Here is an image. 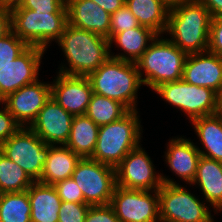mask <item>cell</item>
I'll list each match as a JSON object with an SVG mask.
<instances>
[{
    "label": "cell",
    "mask_w": 222,
    "mask_h": 222,
    "mask_svg": "<svg viewBox=\"0 0 222 222\" xmlns=\"http://www.w3.org/2000/svg\"><path fill=\"white\" fill-rule=\"evenodd\" d=\"M12 31L28 46L48 50L68 24V11H34L10 7Z\"/></svg>",
    "instance_id": "cell-7"
},
{
    "label": "cell",
    "mask_w": 222,
    "mask_h": 222,
    "mask_svg": "<svg viewBox=\"0 0 222 222\" xmlns=\"http://www.w3.org/2000/svg\"><path fill=\"white\" fill-rule=\"evenodd\" d=\"M46 50L29 46L17 58L0 68V101L21 87L39 79Z\"/></svg>",
    "instance_id": "cell-13"
},
{
    "label": "cell",
    "mask_w": 222,
    "mask_h": 222,
    "mask_svg": "<svg viewBox=\"0 0 222 222\" xmlns=\"http://www.w3.org/2000/svg\"><path fill=\"white\" fill-rule=\"evenodd\" d=\"M138 110H131L120 120L99 127L93 160L116 168L125 156L142 143L143 125Z\"/></svg>",
    "instance_id": "cell-4"
},
{
    "label": "cell",
    "mask_w": 222,
    "mask_h": 222,
    "mask_svg": "<svg viewBox=\"0 0 222 222\" xmlns=\"http://www.w3.org/2000/svg\"><path fill=\"white\" fill-rule=\"evenodd\" d=\"M22 126L9 113L7 107L0 101V145L15 134Z\"/></svg>",
    "instance_id": "cell-34"
},
{
    "label": "cell",
    "mask_w": 222,
    "mask_h": 222,
    "mask_svg": "<svg viewBox=\"0 0 222 222\" xmlns=\"http://www.w3.org/2000/svg\"><path fill=\"white\" fill-rule=\"evenodd\" d=\"M80 159L79 155L65 145H50L39 182L54 185L58 181L70 178Z\"/></svg>",
    "instance_id": "cell-24"
},
{
    "label": "cell",
    "mask_w": 222,
    "mask_h": 222,
    "mask_svg": "<svg viewBox=\"0 0 222 222\" xmlns=\"http://www.w3.org/2000/svg\"><path fill=\"white\" fill-rule=\"evenodd\" d=\"M73 118L50 97L29 128L48 145H65Z\"/></svg>",
    "instance_id": "cell-16"
},
{
    "label": "cell",
    "mask_w": 222,
    "mask_h": 222,
    "mask_svg": "<svg viewBox=\"0 0 222 222\" xmlns=\"http://www.w3.org/2000/svg\"><path fill=\"white\" fill-rule=\"evenodd\" d=\"M186 83L206 87L222 95V57L209 51L188 54L184 63Z\"/></svg>",
    "instance_id": "cell-18"
},
{
    "label": "cell",
    "mask_w": 222,
    "mask_h": 222,
    "mask_svg": "<svg viewBox=\"0 0 222 222\" xmlns=\"http://www.w3.org/2000/svg\"><path fill=\"white\" fill-rule=\"evenodd\" d=\"M62 201L86 203L78 184L72 177L56 182L53 185Z\"/></svg>",
    "instance_id": "cell-33"
},
{
    "label": "cell",
    "mask_w": 222,
    "mask_h": 222,
    "mask_svg": "<svg viewBox=\"0 0 222 222\" xmlns=\"http://www.w3.org/2000/svg\"><path fill=\"white\" fill-rule=\"evenodd\" d=\"M0 222H31L27 191L0 194Z\"/></svg>",
    "instance_id": "cell-28"
},
{
    "label": "cell",
    "mask_w": 222,
    "mask_h": 222,
    "mask_svg": "<svg viewBox=\"0 0 222 222\" xmlns=\"http://www.w3.org/2000/svg\"><path fill=\"white\" fill-rule=\"evenodd\" d=\"M28 47L12 30L0 38V68L17 58Z\"/></svg>",
    "instance_id": "cell-30"
},
{
    "label": "cell",
    "mask_w": 222,
    "mask_h": 222,
    "mask_svg": "<svg viewBox=\"0 0 222 222\" xmlns=\"http://www.w3.org/2000/svg\"><path fill=\"white\" fill-rule=\"evenodd\" d=\"M191 186L199 189L201 197L218 216L222 214V162L200 156L196 175L188 188Z\"/></svg>",
    "instance_id": "cell-20"
},
{
    "label": "cell",
    "mask_w": 222,
    "mask_h": 222,
    "mask_svg": "<svg viewBox=\"0 0 222 222\" xmlns=\"http://www.w3.org/2000/svg\"><path fill=\"white\" fill-rule=\"evenodd\" d=\"M214 218H215V217H213L210 222H215V221H217V220H215Z\"/></svg>",
    "instance_id": "cell-44"
},
{
    "label": "cell",
    "mask_w": 222,
    "mask_h": 222,
    "mask_svg": "<svg viewBox=\"0 0 222 222\" xmlns=\"http://www.w3.org/2000/svg\"><path fill=\"white\" fill-rule=\"evenodd\" d=\"M193 141L195 140L184 135H174L166 142V149L162 156L165 157V164L171 173L178 177L176 179L178 181L180 179L182 184L187 185L192 183L196 175L198 160L201 156Z\"/></svg>",
    "instance_id": "cell-17"
},
{
    "label": "cell",
    "mask_w": 222,
    "mask_h": 222,
    "mask_svg": "<svg viewBox=\"0 0 222 222\" xmlns=\"http://www.w3.org/2000/svg\"><path fill=\"white\" fill-rule=\"evenodd\" d=\"M55 74L51 81V97L71 115H85L93 94L88 77Z\"/></svg>",
    "instance_id": "cell-15"
},
{
    "label": "cell",
    "mask_w": 222,
    "mask_h": 222,
    "mask_svg": "<svg viewBox=\"0 0 222 222\" xmlns=\"http://www.w3.org/2000/svg\"><path fill=\"white\" fill-rule=\"evenodd\" d=\"M12 30L10 7L0 5V38Z\"/></svg>",
    "instance_id": "cell-38"
},
{
    "label": "cell",
    "mask_w": 222,
    "mask_h": 222,
    "mask_svg": "<svg viewBox=\"0 0 222 222\" xmlns=\"http://www.w3.org/2000/svg\"><path fill=\"white\" fill-rule=\"evenodd\" d=\"M86 204H110L116 186V168L91 158H81L72 174Z\"/></svg>",
    "instance_id": "cell-10"
},
{
    "label": "cell",
    "mask_w": 222,
    "mask_h": 222,
    "mask_svg": "<svg viewBox=\"0 0 222 222\" xmlns=\"http://www.w3.org/2000/svg\"><path fill=\"white\" fill-rule=\"evenodd\" d=\"M219 114L222 116V95H220Z\"/></svg>",
    "instance_id": "cell-43"
},
{
    "label": "cell",
    "mask_w": 222,
    "mask_h": 222,
    "mask_svg": "<svg viewBox=\"0 0 222 222\" xmlns=\"http://www.w3.org/2000/svg\"><path fill=\"white\" fill-rule=\"evenodd\" d=\"M126 6L142 26L164 35L167 28L169 9L161 0H125Z\"/></svg>",
    "instance_id": "cell-26"
},
{
    "label": "cell",
    "mask_w": 222,
    "mask_h": 222,
    "mask_svg": "<svg viewBox=\"0 0 222 222\" xmlns=\"http://www.w3.org/2000/svg\"><path fill=\"white\" fill-rule=\"evenodd\" d=\"M211 15L198 0H190L170 9L164 35L183 52L208 51Z\"/></svg>",
    "instance_id": "cell-2"
},
{
    "label": "cell",
    "mask_w": 222,
    "mask_h": 222,
    "mask_svg": "<svg viewBox=\"0 0 222 222\" xmlns=\"http://www.w3.org/2000/svg\"><path fill=\"white\" fill-rule=\"evenodd\" d=\"M33 183L19 165L0 152V194L26 191Z\"/></svg>",
    "instance_id": "cell-29"
},
{
    "label": "cell",
    "mask_w": 222,
    "mask_h": 222,
    "mask_svg": "<svg viewBox=\"0 0 222 222\" xmlns=\"http://www.w3.org/2000/svg\"><path fill=\"white\" fill-rule=\"evenodd\" d=\"M51 97V82L37 80L2 100L9 113L22 127H29Z\"/></svg>",
    "instance_id": "cell-14"
},
{
    "label": "cell",
    "mask_w": 222,
    "mask_h": 222,
    "mask_svg": "<svg viewBox=\"0 0 222 222\" xmlns=\"http://www.w3.org/2000/svg\"><path fill=\"white\" fill-rule=\"evenodd\" d=\"M157 35L151 28L142 25L116 33L109 39L110 57L136 63ZM113 46L117 48L114 50L120 51L112 52Z\"/></svg>",
    "instance_id": "cell-21"
},
{
    "label": "cell",
    "mask_w": 222,
    "mask_h": 222,
    "mask_svg": "<svg viewBox=\"0 0 222 222\" xmlns=\"http://www.w3.org/2000/svg\"><path fill=\"white\" fill-rule=\"evenodd\" d=\"M128 112L118 101L93 93L85 115L100 127L120 120Z\"/></svg>",
    "instance_id": "cell-27"
},
{
    "label": "cell",
    "mask_w": 222,
    "mask_h": 222,
    "mask_svg": "<svg viewBox=\"0 0 222 222\" xmlns=\"http://www.w3.org/2000/svg\"><path fill=\"white\" fill-rule=\"evenodd\" d=\"M84 222H120L112 206L96 205L90 206Z\"/></svg>",
    "instance_id": "cell-36"
},
{
    "label": "cell",
    "mask_w": 222,
    "mask_h": 222,
    "mask_svg": "<svg viewBox=\"0 0 222 222\" xmlns=\"http://www.w3.org/2000/svg\"><path fill=\"white\" fill-rule=\"evenodd\" d=\"M50 145L41 140L29 127H21L0 145V152L19 165L34 181H40Z\"/></svg>",
    "instance_id": "cell-9"
},
{
    "label": "cell",
    "mask_w": 222,
    "mask_h": 222,
    "mask_svg": "<svg viewBox=\"0 0 222 222\" xmlns=\"http://www.w3.org/2000/svg\"><path fill=\"white\" fill-rule=\"evenodd\" d=\"M55 44L62 50L64 57L56 71L60 74L88 77L110 58L107 38L70 24L66 25Z\"/></svg>",
    "instance_id": "cell-1"
},
{
    "label": "cell",
    "mask_w": 222,
    "mask_h": 222,
    "mask_svg": "<svg viewBox=\"0 0 222 222\" xmlns=\"http://www.w3.org/2000/svg\"><path fill=\"white\" fill-rule=\"evenodd\" d=\"M90 205L62 201L59 209L58 222H84Z\"/></svg>",
    "instance_id": "cell-32"
},
{
    "label": "cell",
    "mask_w": 222,
    "mask_h": 222,
    "mask_svg": "<svg viewBox=\"0 0 222 222\" xmlns=\"http://www.w3.org/2000/svg\"><path fill=\"white\" fill-rule=\"evenodd\" d=\"M190 0H161V2L170 10L174 7L180 6L184 4L185 2H188Z\"/></svg>",
    "instance_id": "cell-41"
},
{
    "label": "cell",
    "mask_w": 222,
    "mask_h": 222,
    "mask_svg": "<svg viewBox=\"0 0 222 222\" xmlns=\"http://www.w3.org/2000/svg\"><path fill=\"white\" fill-rule=\"evenodd\" d=\"M142 145L132 149L116 167L117 186L136 190H158L162 186L161 172Z\"/></svg>",
    "instance_id": "cell-12"
},
{
    "label": "cell",
    "mask_w": 222,
    "mask_h": 222,
    "mask_svg": "<svg viewBox=\"0 0 222 222\" xmlns=\"http://www.w3.org/2000/svg\"><path fill=\"white\" fill-rule=\"evenodd\" d=\"M186 57L167 37L157 35L136 62L143 86L152 92L163 83L181 80Z\"/></svg>",
    "instance_id": "cell-5"
},
{
    "label": "cell",
    "mask_w": 222,
    "mask_h": 222,
    "mask_svg": "<svg viewBox=\"0 0 222 222\" xmlns=\"http://www.w3.org/2000/svg\"><path fill=\"white\" fill-rule=\"evenodd\" d=\"M152 92L174 110L181 111L189 123L219 113L220 96L214 90L186 83L183 79L163 83Z\"/></svg>",
    "instance_id": "cell-8"
},
{
    "label": "cell",
    "mask_w": 222,
    "mask_h": 222,
    "mask_svg": "<svg viewBox=\"0 0 222 222\" xmlns=\"http://www.w3.org/2000/svg\"><path fill=\"white\" fill-rule=\"evenodd\" d=\"M197 136L195 146L201 156L222 162V116L217 113L190 122ZM202 146H199V145Z\"/></svg>",
    "instance_id": "cell-22"
},
{
    "label": "cell",
    "mask_w": 222,
    "mask_h": 222,
    "mask_svg": "<svg viewBox=\"0 0 222 222\" xmlns=\"http://www.w3.org/2000/svg\"><path fill=\"white\" fill-rule=\"evenodd\" d=\"M210 12L211 17L222 16V0H198Z\"/></svg>",
    "instance_id": "cell-40"
},
{
    "label": "cell",
    "mask_w": 222,
    "mask_h": 222,
    "mask_svg": "<svg viewBox=\"0 0 222 222\" xmlns=\"http://www.w3.org/2000/svg\"><path fill=\"white\" fill-rule=\"evenodd\" d=\"M93 93L123 104L129 111L138 110V91L143 86L134 62L109 58L88 76Z\"/></svg>",
    "instance_id": "cell-3"
},
{
    "label": "cell",
    "mask_w": 222,
    "mask_h": 222,
    "mask_svg": "<svg viewBox=\"0 0 222 222\" xmlns=\"http://www.w3.org/2000/svg\"><path fill=\"white\" fill-rule=\"evenodd\" d=\"M26 191L31 205V222H58L62 200L53 185L36 181Z\"/></svg>",
    "instance_id": "cell-23"
},
{
    "label": "cell",
    "mask_w": 222,
    "mask_h": 222,
    "mask_svg": "<svg viewBox=\"0 0 222 222\" xmlns=\"http://www.w3.org/2000/svg\"><path fill=\"white\" fill-rule=\"evenodd\" d=\"M68 24L110 39L111 15L92 0H66Z\"/></svg>",
    "instance_id": "cell-19"
},
{
    "label": "cell",
    "mask_w": 222,
    "mask_h": 222,
    "mask_svg": "<svg viewBox=\"0 0 222 222\" xmlns=\"http://www.w3.org/2000/svg\"><path fill=\"white\" fill-rule=\"evenodd\" d=\"M21 0H0V5L6 7H12L19 4Z\"/></svg>",
    "instance_id": "cell-42"
},
{
    "label": "cell",
    "mask_w": 222,
    "mask_h": 222,
    "mask_svg": "<svg viewBox=\"0 0 222 222\" xmlns=\"http://www.w3.org/2000/svg\"><path fill=\"white\" fill-rule=\"evenodd\" d=\"M92 1L101 6L110 15H112L116 10L120 9L125 4V0H92Z\"/></svg>",
    "instance_id": "cell-39"
},
{
    "label": "cell",
    "mask_w": 222,
    "mask_h": 222,
    "mask_svg": "<svg viewBox=\"0 0 222 222\" xmlns=\"http://www.w3.org/2000/svg\"><path fill=\"white\" fill-rule=\"evenodd\" d=\"M208 51L222 57V16L211 19Z\"/></svg>",
    "instance_id": "cell-37"
},
{
    "label": "cell",
    "mask_w": 222,
    "mask_h": 222,
    "mask_svg": "<svg viewBox=\"0 0 222 222\" xmlns=\"http://www.w3.org/2000/svg\"><path fill=\"white\" fill-rule=\"evenodd\" d=\"M98 131L99 126L86 115L74 116L65 146L81 158H90L96 146Z\"/></svg>",
    "instance_id": "cell-25"
},
{
    "label": "cell",
    "mask_w": 222,
    "mask_h": 222,
    "mask_svg": "<svg viewBox=\"0 0 222 222\" xmlns=\"http://www.w3.org/2000/svg\"><path fill=\"white\" fill-rule=\"evenodd\" d=\"M110 205L120 222H160L158 190L115 186Z\"/></svg>",
    "instance_id": "cell-11"
},
{
    "label": "cell",
    "mask_w": 222,
    "mask_h": 222,
    "mask_svg": "<svg viewBox=\"0 0 222 222\" xmlns=\"http://www.w3.org/2000/svg\"><path fill=\"white\" fill-rule=\"evenodd\" d=\"M163 173V184L158 189L160 222H210L216 216L200 195L187 188L188 185Z\"/></svg>",
    "instance_id": "cell-6"
},
{
    "label": "cell",
    "mask_w": 222,
    "mask_h": 222,
    "mask_svg": "<svg viewBox=\"0 0 222 222\" xmlns=\"http://www.w3.org/2000/svg\"><path fill=\"white\" fill-rule=\"evenodd\" d=\"M139 26L140 24L138 23L137 18L133 15L126 4H124L111 15L110 38L116 33L124 32Z\"/></svg>",
    "instance_id": "cell-31"
},
{
    "label": "cell",
    "mask_w": 222,
    "mask_h": 222,
    "mask_svg": "<svg viewBox=\"0 0 222 222\" xmlns=\"http://www.w3.org/2000/svg\"><path fill=\"white\" fill-rule=\"evenodd\" d=\"M12 7H23L34 11H68L66 0H21Z\"/></svg>",
    "instance_id": "cell-35"
}]
</instances>
